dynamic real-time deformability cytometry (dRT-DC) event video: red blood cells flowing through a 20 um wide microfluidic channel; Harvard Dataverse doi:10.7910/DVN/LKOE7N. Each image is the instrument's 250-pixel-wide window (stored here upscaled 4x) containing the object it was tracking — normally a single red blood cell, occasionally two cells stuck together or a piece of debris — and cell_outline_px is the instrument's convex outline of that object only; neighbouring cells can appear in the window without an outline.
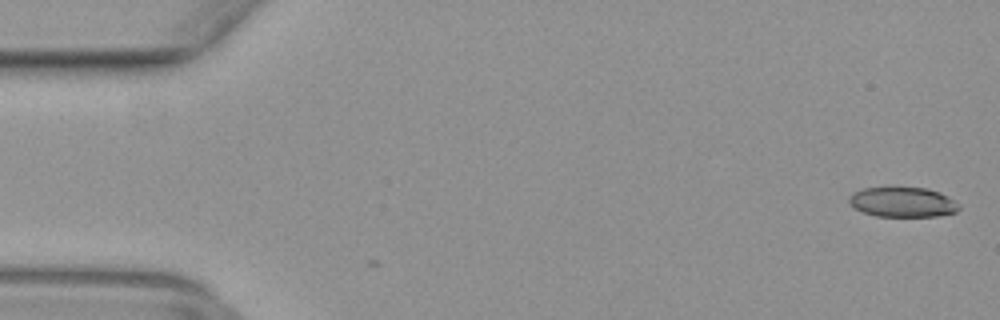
{"species": "common noctule bat (a hibernating species)", "species_latin": "Nyctalus noctula", "temperature_condition": "warm", "stored_images_in_passage": 2, "camera_frame_rate_fps": 3000, "um_per_image_px": 0.085, "animal": {"sex": "female", "body_mass_g": 29.2, "forearm_length_mm": 56.3}, "frame": {"image": 1, "passage_image": 2, "time_ms": 0.333, "image_size_px": [1000, 320], "cell_outline_px": [[960, 208], [956, 212], [936, 216], [876, 216], [864, 212], [856, 208], [848, 200], [848, 196], [852, 192], [864, 188], [928, 188], [940, 192], [948, 196], [960, 204]], "centroid_in_image_um": [76.76, 17.18], "position_along_channel_um": 8.2, "area_um2": 19.07}}